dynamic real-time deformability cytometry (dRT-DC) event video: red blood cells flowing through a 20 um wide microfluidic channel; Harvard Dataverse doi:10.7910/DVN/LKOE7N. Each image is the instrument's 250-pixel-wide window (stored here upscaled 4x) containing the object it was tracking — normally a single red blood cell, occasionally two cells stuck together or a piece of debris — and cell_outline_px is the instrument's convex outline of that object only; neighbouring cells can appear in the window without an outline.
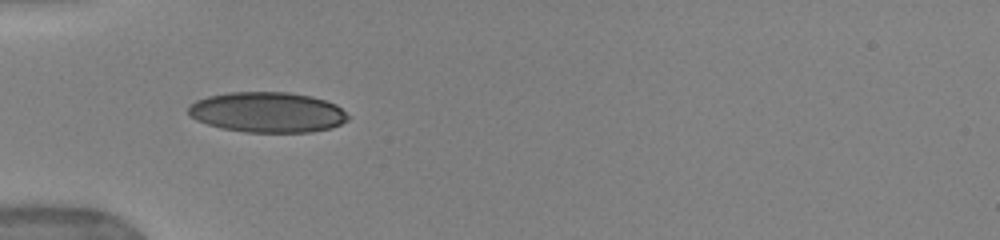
{"species": "human", "species_latin": "Homo sapiens", "temperature_condition": "warm", "stored_images_in_passage": 35, "camera_frame_rate_fps": 3000, "um_per_image_px": 0.085, "donor": {"sex": "female"}, "frame": {"image": 1, "passage_image": 1, "time_ms": 0.0, "image_size_px": [1000, 240], "cell_outline_px": [[348, 120], [332, 128], [312, 132], [244, 132], [220, 128], [196, 120], [188, 112], [188, 108], [196, 100], [208, 96], [232, 92], [288, 92], [312, 96], [336, 104], [348, 116]], "centroid_in_image_um": [22.74, 9.54], "position_along_channel_um": 62.3, "area_um2": 37.51}}
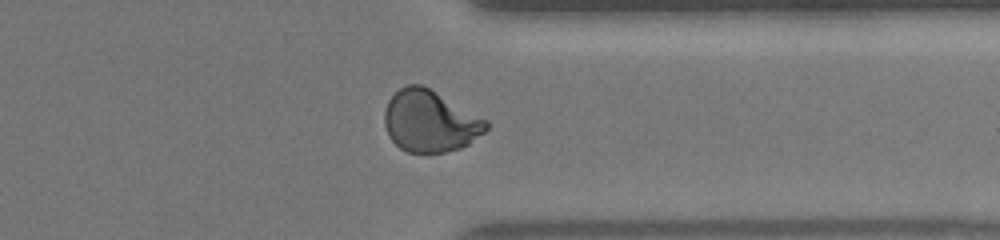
{"frame": {"image": 2, "passage_image": 25, "time_ms": 8.0, "image_size_px": [1000, 240], "cell_outline_px": [[488, 128], [484, 132], [468, 144], [460, 148], [444, 152], [408, 152], [400, 148], [388, 136], [384, 124], [384, 112], [388, 100], [400, 88], [408, 84], [424, 84], [488, 120]], "centroid_in_image_um": [36.55, 10.28], "position_along_channel_um": 374.9, "area_um2": 36.7}, "authors_computed_cell_mechanics": {"area_um2": 36.414, "velocity_mm_per_s": 3.968, "shape_relaxation_time_tau1_ms": 4.9947, "shape_relaxation_time_tau2_ms": null, "deformation_change_tau1": 0.1989, "deformation_change_tau2": null}}